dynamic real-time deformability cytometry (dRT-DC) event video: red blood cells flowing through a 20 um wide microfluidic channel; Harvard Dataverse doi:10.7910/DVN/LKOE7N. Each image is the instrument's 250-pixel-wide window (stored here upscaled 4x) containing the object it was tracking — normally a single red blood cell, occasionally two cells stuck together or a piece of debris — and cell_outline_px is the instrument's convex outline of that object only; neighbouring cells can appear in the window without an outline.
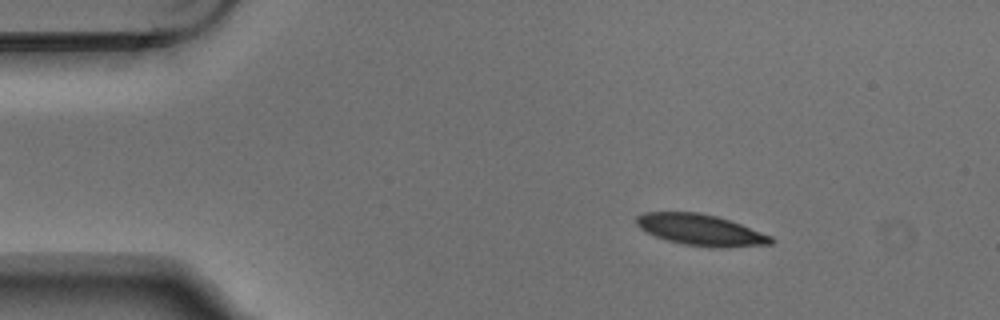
{"species": "Egyptian fruit bat (a non-hibernating species)", "species_latin": "Rousettus aegyptiacus", "temperature_condition": "warm", "stored_images_in_passage": 4, "camera_frame_rate_fps": 3000, "um_per_image_px": 0.085, "animal": {"sex": "male"}, "frame": {"image": 1, "passage_image": 2, "time_ms": 0.333, "image_size_px": [1000, 320], "cell_outline_px": [[776, 240], [772, 244], [728, 248], [712, 248], [684, 244], [668, 240], [656, 236], [640, 228], [636, 224], [636, 216], [644, 212], [700, 212], [716, 216], [740, 224], [772, 236]], "centroid_in_image_um": [59.59, 19.55], "position_along_channel_um": 25.4, "area_um2": 24.51}}